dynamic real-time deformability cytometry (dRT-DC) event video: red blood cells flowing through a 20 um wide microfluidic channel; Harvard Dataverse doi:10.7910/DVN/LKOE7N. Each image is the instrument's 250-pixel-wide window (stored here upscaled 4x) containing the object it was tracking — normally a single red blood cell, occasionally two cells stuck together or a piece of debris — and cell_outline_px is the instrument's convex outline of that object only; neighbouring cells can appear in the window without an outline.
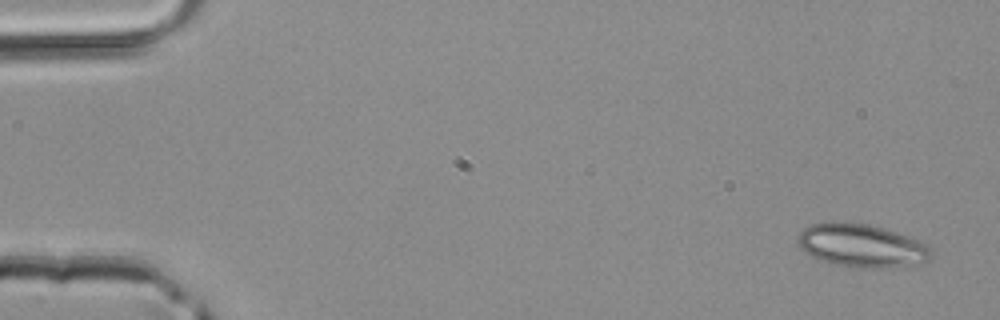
{"species": "common noctule bat (a hibernating species)", "species_latin": "Nyctalus noctula", "temperature_condition": "room temperature", "stored_images_in_passage": 4, "camera_frame_rate_fps": 3000, "um_per_image_px": 0.085, "animal": {"sex": "male", "body_mass_g": 20.4}, "frame": {"image": 1, "passage_image": 1, "time_ms": 0.0, "image_size_px": [1000, 320], "cell_outline_px": [[936, 256], [924, 264], [884, 268], [864, 268], [832, 264], [816, 260], [804, 252], [800, 248], [796, 240], [796, 236], [804, 228], [812, 224], [832, 220], [836, 220], [868, 224], [884, 228], [896, 232], [928, 244], [932, 248]], "centroid_in_image_um": [73.25, 20.88], "position_along_channel_um": 11.7, "area_um2": 34.68}}